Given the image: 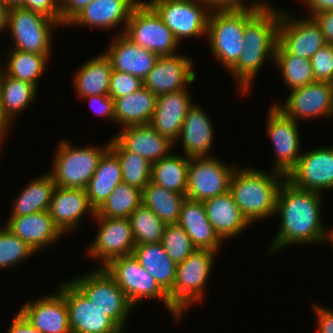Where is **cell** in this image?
<instances>
[{
    "instance_id": "obj_13",
    "label": "cell",
    "mask_w": 333,
    "mask_h": 333,
    "mask_svg": "<svg viewBox=\"0 0 333 333\" xmlns=\"http://www.w3.org/2000/svg\"><path fill=\"white\" fill-rule=\"evenodd\" d=\"M56 289L65 298L71 333H126L111 317L89 302L70 280H64Z\"/></svg>"
},
{
    "instance_id": "obj_37",
    "label": "cell",
    "mask_w": 333,
    "mask_h": 333,
    "mask_svg": "<svg viewBox=\"0 0 333 333\" xmlns=\"http://www.w3.org/2000/svg\"><path fill=\"white\" fill-rule=\"evenodd\" d=\"M189 160L185 155L171 153L152 163L151 182L186 196Z\"/></svg>"
},
{
    "instance_id": "obj_21",
    "label": "cell",
    "mask_w": 333,
    "mask_h": 333,
    "mask_svg": "<svg viewBox=\"0 0 333 333\" xmlns=\"http://www.w3.org/2000/svg\"><path fill=\"white\" fill-rule=\"evenodd\" d=\"M141 0H93L79 14H77L68 26H80V28H98L104 31L117 29L123 24L124 33L126 24L135 6Z\"/></svg>"
},
{
    "instance_id": "obj_59",
    "label": "cell",
    "mask_w": 333,
    "mask_h": 333,
    "mask_svg": "<svg viewBox=\"0 0 333 333\" xmlns=\"http://www.w3.org/2000/svg\"><path fill=\"white\" fill-rule=\"evenodd\" d=\"M5 138H6V135L0 130V152H1V148H2Z\"/></svg>"
},
{
    "instance_id": "obj_49",
    "label": "cell",
    "mask_w": 333,
    "mask_h": 333,
    "mask_svg": "<svg viewBox=\"0 0 333 333\" xmlns=\"http://www.w3.org/2000/svg\"><path fill=\"white\" fill-rule=\"evenodd\" d=\"M82 99L89 102L91 109L99 117L101 116L115 123L114 100L109 95L88 96Z\"/></svg>"
},
{
    "instance_id": "obj_57",
    "label": "cell",
    "mask_w": 333,
    "mask_h": 333,
    "mask_svg": "<svg viewBox=\"0 0 333 333\" xmlns=\"http://www.w3.org/2000/svg\"><path fill=\"white\" fill-rule=\"evenodd\" d=\"M323 243L327 244L328 243L331 245V247H333V227H331V229L326 228L325 229V236H324V241Z\"/></svg>"
},
{
    "instance_id": "obj_45",
    "label": "cell",
    "mask_w": 333,
    "mask_h": 333,
    "mask_svg": "<svg viewBox=\"0 0 333 333\" xmlns=\"http://www.w3.org/2000/svg\"><path fill=\"white\" fill-rule=\"evenodd\" d=\"M315 81L331 82L333 78V44H326L310 59Z\"/></svg>"
},
{
    "instance_id": "obj_5",
    "label": "cell",
    "mask_w": 333,
    "mask_h": 333,
    "mask_svg": "<svg viewBox=\"0 0 333 333\" xmlns=\"http://www.w3.org/2000/svg\"><path fill=\"white\" fill-rule=\"evenodd\" d=\"M258 10L211 11L206 39L216 61L228 71L237 61L244 46L246 22Z\"/></svg>"
},
{
    "instance_id": "obj_39",
    "label": "cell",
    "mask_w": 333,
    "mask_h": 333,
    "mask_svg": "<svg viewBox=\"0 0 333 333\" xmlns=\"http://www.w3.org/2000/svg\"><path fill=\"white\" fill-rule=\"evenodd\" d=\"M274 64L289 91L315 82L311 61L299 55L289 54L278 42Z\"/></svg>"
},
{
    "instance_id": "obj_34",
    "label": "cell",
    "mask_w": 333,
    "mask_h": 333,
    "mask_svg": "<svg viewBox=\"0 0 333 333\" xmlns=\"http://www.w3.org/2000/svg\"><path fill=\"white\" fill-rule=\"evenodd\" d=\"M122 182L121 164L108 149L100 158L97 169L85 188L91 206L97 211L114 188Z\"/></svg>"
},
{
    "instance_id": "obj_11",
    "label": "cell",
    "mask_w": 333,
    "mask_h": 333,
    "mask_svg": "<svg viewBox=\"0 0 333 333\" xmlns=\"http://www.w3.org/2000/svg\"><path fill=\"white\" fill-rule=\"evenodd\" d=\"M180 43L187 38L205 37L210 14L205 0L146 1Z\"/></svg>"
},
{
    "instance_id": "obj_56",
    "label": "cell",
    "mask_w": 333,
    "mask_h": 333,
    "mask_svg": "<svg viewBox=\"0 0 333 333\" xmlns=\"http://www.w3.org/2000/svg\"><path fill=\"white\" fill-rule=\"evenodd\" d=\"M23 1L24 0H0V2L8 8L20 7L23 4Z\"/></svg>"
},
{
    "instance_id": "obj_35",
    "label": "cell",
    "mask_w": 333,
    "mask_h": 333,
    "mask_svg": "<svg viewBox=\"0 0 333 333\" xmlns=\"http://www.w3.org/2000/svg\"><path fill=\"white\" fill-rule=\"evenodd\" d=\"M56 185L52 175L42 173L30 180L13 200L9 216H23L49 209L50 201Z\"/></svg>"
},
{
    "instance_id": "obj_44",
    "label": "cell",
    "mask_w": 333,
    "mask_h": 333,
    "mask_svg": "<svg viewBox=\"0 0 333 333\" xmlns=\"http://www.w3.org/2000/svg\"><path fill=\"white\" fill-rule=\"evenodd\" d=\"M161 244L176 264L182 263L195 250L190 237L178 223L166 224Z\"/></svg>"
},
{
    "instance_id": "obj_28",
    "label": "cell",
    "mask_w": 333,
    "mask_h": 333,
    "mask_svg": "<svg viewBox=\"0 0 333 333\" xmlns=\"http://www.w3.org/2000/svg\"><path fill=\"white\" fill-rule=\"evenodd\" d=\"M203 205L207 219L223 242L233 240L251 226L230 191L204 200Z\"/></svg>"
},
{
    "instance_id": "obj_40",
    "label": "cell",
    "mask_w": 333,
    "mask_h": 333,
    "mask_svg": "<svg viewBox=\"0 0 333 333\" xmlns=\"http://www.w3.org/2000/svg\"><path fill=\"white\" fill-rule=\"evenodd\" d=\"M109 149L120 161L122 182L142 191L151 181L152 164L142 156L125 150L113 137Z\"/></svg>"
},
{
    "instance_id": "obj_15",
    "label": "cell",
    "mask_w": 333,
    "mask_h": 333,
    "mask_svg": "<svg viewBox=\"0 0 333 333\" xmlns=\"http://www.w3.org/2000/svg\"><path fill=\"white\" fill-rule=\"evenodd\" d=\"M97 235L87 247L88 256L98 261L96 268H104L113 259L132 254L136 244L129 218L94 217ZM96 259V260H95Z\"/></svg>"
},
{
    "instance_id": "obj_41",
    "label": "cell",
    "mask_w": 333,
    "mask_h": 333,
    "mask_svg": "<svg viewBox=\"0 0 333 333\" xmlns=\"http://www.w3.org/2000/svg\"><path fill=\"white\" fill-rule=\"evenodd\" d=\"M141 204V190L121 182L96 211L95 217L129 218Z\"/></svg>"
},
{
    "instance_id": "obj_36",
    "label": "cell",
    "mask_w": 333,
    "mask_h": 333,
    "mask_svg": "<svg viewBox=\"0 0 333 333\" xmlns=\"http://www.w3.org/2000/svg\"><path fill=\"white\" fill-rule=\"evenodd\" d=\"M5 62L0 64V70L13 78L27 81L38 89V80L45 73L50 61L45 55L25 52L16 49H6ZM2 65V66H1Z\"/></svg>"
},
{
    "instance_id": "obj_33",
    "label": "cell",
    "mask_w": 333,
    "mask_h": 333,
    "mask_svg": "<svg viewBox=\"0 0 333 333\" xmlns=\"http://www.w3.org/2000/svg\"><path fill=\"white\" fill-rule=\"evenodd\" d=\"M132 254L168 294L176 280L177 264L166 254L161 242L137 244Z\"/></svg>"
},
{
    "instance_id": "obj_4",
    "label": "cell",
    "mask_w": 333,
    "mask_h": 333,
    "mask_svg": "<svg viewBox=\"0 0 333 333\" xmlns=\"http://www.w3.org/2000/svg\"><path fill=\"white\" fill-rule=\"evenodd\" d=\"M109 146L110 139L102 147H76L66 139L60 140L54 153L52 170L49 171L55 185L62 188L85 189Z\"/></svg>"
},
{
    "instance_id": "obj_27",
    "label": "cell",
    "mask_w": 333,
    "mask_h": 333,
    "mask_svg": "<svg viewBox=\"0 0 333 333\" xmlns=\"http://www.w3.org/2000/svg\"><path fill=\"white\" fill-rule=\"evenodd\" d=\"M4 225L36 253L46 246L49 248L63 237L48 210L23 216H9Z\"/></svg>"
},
{
    "instance_id": "obj_52",
    "label": "cell",
    "mask_w": 333,
    "mask_h": 333,
    "mask_svg": "<svg viewBox=\"0 0 333 333\" xmlns=\"http://www.w3.org/2000/svg\"><path fill=\"white\" fill-rule=\"evenodd\" d=\"M319 25L325 40L328 44H333V10L317 12L311 15Z\"/></svg>"
},
{
    "instance_id": "obj_12",
    "label": "cell",
    "mask_w": 333,
    "mask_h": 333,
    "mask_svg": "<svg viewBox=\"0 0 333 333\" xmlns=\"http://www.w3.org/2000/svg\"><path fill=\"white\" fill-rule=\"evenodd\" d=\"M266 118L267 138L274 149L271 170L287 174L296 166L302 149L298 122L285 116L277 107L271 105ZM300 134V135H299Z\"/></svg>"
},
{
    "instance_id": "obj_42",
    "label": "cell",
    "mask_w": 333,
    "mask_h": 333,
    "mask_svg": "<svg viewBox=\"0 0 333 333\" xmlns=\"http://www.w3.org/2000/svg\"><path fill=\"white\" fill-rule=\"evenodd\" d=\"M129 221L136 245L162 241L166 224L143 204L129 216Z\"/></svg>"
},
{
    "instance_id": "obj_22",
    "label": "cell",
    "mask_w": 333,
    "mask_h": 333,
    "mask_svg": "<svg viewBox=\"0 0 333 333\" xmlns=\"http://www.w3.org/2000/svg\"><path fill=\"white\" fill-rule=\"evenodd\" d=\"M48 211L54 225L63 235L77 230L84 215L89 214L92 218L96 215L85 189L58 186L54 189Z\"/></svg>"
},
{
    "instance_id": "obj_8",
    "label": "cell",
    "mask_w": 333,
    "mask_h": 333,
    "mask_svg": "<svg viewBox=\"0 0 333 333\" xmlns=\"http://www.w3.org/2000/svg\"><path fill=\"white\" fill-rule=\"evenodd\" d=\"M70 281L86 296V298L111 317L123 330L134 307L123 290L105 268H94L82 276Z\"/></svg>"
},
{
    "instance_id": "obj_10",
    "label": "cell",
    "mask_w": 333,
    "mask_h": 333,
    "mask_svg": "<svg viewBox=\"0 0 333 333\" xmlns=\"http://www.w3.org/2000/svg\"><path fill=\"white\" fill-rule=\"evenodd\" d=\"M123 34L158 57L176 54L181 44L145 0L133 9Z\"/></svg>"
},
{
    "instance_id": "obj_16",
    "label": "cell",
    "mask_w": 333,
    "mask_h": 333,
    "mask_svg": "<svg viewBox=\"0 0 333 333\" xmlns=\"http://www.w3.org/2000/svg\"><path fill=\"white\" fill-rule=\"evenodd\" d=\"M272 104L285 116L300 123L302 120L332 118L333 99L332 88L329 82L315 81L306 86L290 91L284 104L275 101Z\"/></svg>"
},
{
    "instance_id": "obj_47",
    "label": "cell",
    "mask_w": 333,
    "mask_h": 333,
    "mask_svg": "<svg viewBox=\"0 0 333 333\" xmlns=\"http://www.w3.org/2000/svg\"><path fill=\"white\" fill-rule=\"evenodd\" d=\"M210 11L226 10H261L269 5L267 1L255 0L252 3H246L243 0H205Z\"/></svg>"
},
{
    "instance_id": "obj_50",
    "label": "cell",
    "mask_w": 333,
    "mask_h": 333,
    "mask_svg": "<svg viewBox=\"0 0 333 333\" xmlns=\"http://www.w3.org/2000/svg\"><path fill=\"white\" fill-rule=\"evenodd\" d=\"M93 0H60V26L67 24Z\"/></svg>"
},
{
    "instance_id": "obj_6",
    "label": "cell",
    "mask_w": 333,
    "mask_h": 333,
    "mask_svg": "<svg viewBox=\"0 0 333 333\" xmlns=\"http://www.w3.org/2000/svg\"><path fill=\"white\" fill-rule=\"evenodd\" d=\"M104 268L115 279L134 308L144 299L159 300L164 303L166 310L171 312L177 322L183 319L184 315L172 305L168 294L140 265L133 254L115 258Z\"/></svg>"
},
{
    "instance_id": "obj_32",
    "label": "cell",
    "mask_w": 333,
    "mask_h": 333,
    "mask_svg": "<svg viewBox=\"0 0 333 333\" xmlns=\"http://www.w3.org/2000/svg\"><path fill=\"white\" fill-rule=\"evenodd\" d=\"M156 98L143 86L134 93L114 99L115 124L121 127L148 125L155 110Z\"/></svg>"
},
{
    "instance_id": "obj_43",
    "label": "cell",
    "mask_w": 333,
    "mask_h": 333,
    "mask_svg": "<svg viewBox=\"0 0 333 333\" xmlns=\"http://www.w3.org/2000/svg\"><path fill=\"white\" fill-rule=\"evenodd\" d=\"M35 251L18 236L14 235L5 225L0 227V271L15 267L29 257L35 255Z\"/></svg>"
},
{
    "instance_id": "obj_38",
    "label": "cell",
    "mask_w": 333,
    "mask_h": 333,
    "mask_svg": "<svg viewBox=\"0 0 333 333\" xmlns=\"http://www.w3.org/2000/svg\"><path fill=\"white\" fill-rule=\"evenodd\" d=\"M186 196L149 182L141 191L142 204L165 224L177 223Z\"/></svg>"
},
{
    "instance_id": "obj_46",
    "label": "cell",
    "mask_w": 333,
    "mask_h": 333,
    "mask_svg": "<svg viewBox=\"0 0 333 333\" xmlns=\"http://www.w3.org/2000/svg\"><path fill=\"white\" fill-rule=\"evenodd\" d=\"M143 87V81L134 75L112 70L108 95L114 100L134 93Z\"/></svg>"
},
{
    "instance_id": "obj_51",
    "label": "cell",
    "mask_w": 333,
    "mask_h": 333,
    "mask_svg": "<svg viewBox=\"0 0 333 333\" xmlns=\"http://www.w3.org/2000/svg\"><path fill=\"white\" fill-rule=\"evenodd\" d=\"M317 322L315 333H333V309L317 303L312 306Z\"/></svg>"
},
{
    "instance_id": "obj_48",
    "label": "cell",
    "mask_w": 333,
    "mask_h": 333,
    "mask_svg": "<svg viewBox=\"0 0 333 333\" xmlns=\"http://www.w3.org/2000/svg\"><path fill=\"white\" fill-rule=\"evenodd\" d=\"M20 7L40 13L60 24V0H24Z\"/></svg>"
},
{
    "instance_id": "obj_25",
    "label": "cell",
    "mask_w": 333,
    "mask_h": 333,
    "mask_svg": "<svg viewBox=\"0 0 333 333\" xmlns=\"http://www.w3.org/2000/svg\"><path fill=\"white\" fill-rule=\"evenodd\" d=\"M115 35L104 52L110 59L112 69L134 75L143 81L154 67L158 56L136 45L123 33Z\"/></svg>"
},
{
    "instance_id": "obj_29",
    "label": "cell",
    "mask_w": 333,
    "mask_h": 333,
    "mask_svg": "<svg viewBox=\"0 0 333 333\" xmlns=\"http://www.w3.org/2000/svg\"><path fill=\"white\" fill-rule=\"evenodd\" d=\"M190 237L195 249H206L219 252L223 241L214 231L207 219L203 201L185 198L177 222Z\"/></svg>"
},
{
    "instance_id": "obj_31",
    "label": "cell",
    "mask_w": 333,
    "mask_h": 333,
    "mask_svg": "<svg viewBox=\"0 0 333 333\" xmlns=\"http://www.w3.org/2000/svg\"><path fill=\"white\" fill-rule=\"evenodd\" d=\"M37 93L35 85L10 77L0 70V115L3 121L11 127L18 113L31 106Z\"/></svg>"
},
{
    "instance_id": "obj_1",
    "label": "cell",
    "mask_w": 333,
    "mask_h": 333,
    "mask_svg": "<svg viewBox=\"0 0 333 333\" xmlns=\"http://www.w3.org/2000/svg\"><path fill=\"white\" fill-rule=\"evenodd\" d=\"M323 196L316 191L298 189L284 180L277 194L274 213V217H281L280 225L269 243L270 254L291 245L323 244L327 228L323 222Z\"/></svg>"
},
{
    "instance_id": "obj_23",
    "label": "cell",
    "mask_w": 333,
    "mask_h": 333,
    "mask_svg": "<svg viewBox=\"0 0 333 333\" xmlns=\"http://www.w3.org/2000/svg\"><path fill=\"white\" fill-rule=\"evenodd\" d=\"M206 112L202 106L193 103L185 116L176 142H182L184 155L188 158L211 157L215 130L213 120Z\"/></svg>"
},
{
    "instance_id": "obj_2",
    "label": "cell",
    "mask_w": 333,
    "mask_h": 333,
    "mask_svg": "<svg viewBox=\"0 0 333 333\" xmlns=\"http://www.w3.org/2000/svg\"><path fill=\"white\" fill-rule=\"evenodd\" d=\"M271 4L258 10L244 29V46L238 61L228 70L235 78L241 97L249 95L252 84L266 61L274 65L281 9Z\"/></svg>"
},
{
    "instance_id": "obj_7",
    "label": "cell",
    "mask_w": 333,
    "mask_h": 333,
    "mask_svg": "<svg viewBox=\"0 0 333 333\" xmlns=\"http://www.w3.org/2000/svg\"><path fill=\"white\" fill-rule=\"evenodd\" d=\"M217 252L195 249L177 264L176 280L168 293L172 305L183 315L193 304H202Z\"/></svg>"
},
{
    "instance_id": "obj_20",
    "label": "cell",
    "mask_w": 333,
    "mask_h": 333,
    "mask_svg": "<svg viewBox=\"0 0 333 333\" xmlns=\"http://www.w3.org/2000/svg\"><path fill=\"white\" fill-rule=\"evenodd\" d=\"M19 311L42 333H71L66 301L57 289L25 302Z\"/></svg>"
},
{
    "instance_id": "obj_3",
    "label": "cell",
    "mask_w": 333,
    "mask_h": 333,
    "mask_svg": "<svg viewBox=\"0 0 333 333\" xmlns=\"http://www.w3.org/2000/svg\"><path fill=\"white\" fill-rule=\"evenodd\" d=\"M240 167L237 165L231 176L229 191L242 215L251 225L271 219L279 188L286 176L271 169L266 172L254 167Z\"/></svg>"
},
{
    "instance_id": "obj_54",
    "label": "cell",
    "mask_w": 333,
    "mask_h": 333,
    "mask_svg": "<svg viewBox=\"0 0 333 333\" xmlns=\"http://www.w3.org/2000/svg\"><path fill=\"white\" fill-rule=\"evenodd\" d=\"M311 16L314 13L333 10V0H301Z\"/></svg>"
},
{
    "instance_id": "obj_26",
    "label": "cell",
    "mask_w": 333,
    "mask_h": 333,
    "mask_svg": "<svg viewBox=\"0 0 333 333\" xmlns=\"http://www.w3.org/2000/svg\"><path fill=\"white\" fill-rule=\"evenodd\" d=\"M113 138L127 151L136 153L151 164L169 156L174 143L149 124L122 127Z\"/></svg>"
},
{
    "instance_id": "obj_18",
    "label": "cell",
    "mask_w": 333,
    "mask_h": 333,
    "mask_svg": "<svg viewBox=\"0 0 333 333\" xmlns=\"http://www.w3.org/2000/svg\"><path fill=\"white\" fill-rule=\"evenodd\" d=\"M278 43L289 53L310 60L314 54L327 44L319 25L309 16L293 17L281 10L278 26Z\"/></svg>"
},
{
    "instance_id": "obj_55",
    "label": "cell",
    "mask_w": 333,
    "mask_h": 333,
    "mask_svg": "<svg viewBox=\"0 0 333 333\" xmlns=\"http://www.w3.org/2000/svg\"><path fill=\"white\" fill-rule=\"evenodd\" d=\"M9 8L0 2V34L7 31Z\"/></svg>"
},
{
    "instance_id": "obj_9",
    "label": "cell",
    "mask_w": 333,
    "mask_h": 333,
    "mask_svg": "<svg viewBox=\"0 0 333 333\" xmlns=\"http://www.w3.org/2000/svg\"><path fill=\"white\" fill-rule=\"evenodd\" d=\"M60 24L40 13L23 7L9 8L7 30L13 37L11 48L45 55L51 59L52 34Z\"/></svg>"
},
{
    "instance_id": "obj_60",
    "label": "cell",
    "mask_w": 333,
    "mask_h": 333,
    "mask_svg": "<svg viewBox=\"0 0 333 333\" xmlns=\"http://www.w3.org/2000/svg\"><path fill=\"white\" fill-rule=\"evenodd\" d=\"M330 83H331V88H332V99H333V78Z\"/></svg>"
},
{
    "instance_id": "obj_58",
    "label": "cell",
    "mask_w": 333,
    "mask_h": 333,
    "mask_svg": "<svg viewBox=\"0 0 333 333\" xmlns=\"http://www.w3.org/2000/svg\"><path fill=\"white\" fill-rule=\"evenodd\" d=\"M9 126L3 121V119L1 118L0 115V130L7 135L8 131H9Z\"/></svg>"
},
{
    "instance_id": "obj_53",
    "label": "cell",
    "mask_w": 333,
    "mask_h": 333,
    "mask_svg": "<svg viewBox=\"0 0 333 333\" xmlns=\"http://www.w3.org/2000/svg\"><path fill=\"white\" fill-rule=\"evenodd\" d=\"M13 317L6 333H42L40 330L33 327L20 311Z\"/></svg>"
},
{
    "instance_id": "obj_24",
    "label": "cell",
    "mask_w": 333,
    "mask_h": 333,
    "mask_svg": "<svg viewBox=\"0 0 333 333\" xmlns=\"http://www.w3.org/2000/svg\"><path fill=\"white\" fill-rule=\"evenodd\" d=\"M189 87L156 98L155 110L149 125L159 134L170 139L174 145L180 135L189 107L193 104Z\"/></svg>"
},
{
    "instance_id": "obj_30",
    "label": "cell",
    "mask_w": 333,
    "mask_h": 333,
    "mask_svg": "<svg viewBox=\"0 0 333 333\" xmlns=\"http://www.w3.org/2000/svg\"><path fill=\"white\" fill-rule=\"evenodd\" d=\"M73 83L78 98L108 95L112 65L104 51L75 69Z\"/></svg>"
},
{
    "instance_id": "obj_17",
    "label": "cell",
    "mask_w": 333,
    "mask_h": 333,
    "mask_svg": "<svg viewBox=\"0 0 333 333\" xmlns=\"http://www.w3.org/2000/svg\"><path fill=\"white\" fill-rule=\"evenodd\" d=\"M286 180L302 190H333V147H317L306 150L296 166L287 174Z\"/></svg>"
},
{
    "instance_id": "obj_14",
    "label": "cell",
    "mask_w": 333,
    "mask_h": 333,
    "mask_svg": "<svg viewBox=\"0 0 333 333\" xmlns=\"http://www.w3.org/2000/svg\"><path fill=\"white\" fill-rule=\"evenodd\" d=\"M215 157L190 158L186 197L204 201L229 191L231 176L236 165Z\"/></svg>"
},
{
    "instance_id": "obj_19",
    "label": "cell",
    "mask_w": 333,
    "mask_h": 333,
    "mask_svg": "<svg viewBox=\"0 0 333 333\" xmlns=\"http://www.w3.org/2000/svg\"><path fill=\"white\" fill-rule=\"evenodd\" d=\"M192 60L181 53L158 57L143 86L156 96L187 89L197 79Z\"/></svg>"
}]
</instances>
